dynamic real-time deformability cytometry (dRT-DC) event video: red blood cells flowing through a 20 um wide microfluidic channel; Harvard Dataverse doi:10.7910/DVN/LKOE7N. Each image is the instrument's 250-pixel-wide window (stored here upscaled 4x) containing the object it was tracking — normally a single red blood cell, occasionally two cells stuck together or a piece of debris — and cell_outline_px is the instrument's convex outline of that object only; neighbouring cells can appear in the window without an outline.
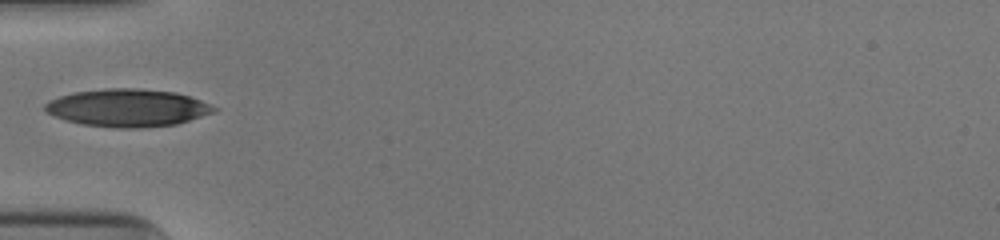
{"species": "human", "species_latin": "Homo sapiens", "temperature_condition": "cold", "stored_images_in_passage": 30, "camera_frame_rate_fps": 3000, "um_per_image_px": 0.085, "donor": {"sex": "male"}, "frame": {"image": 1, "passage_image": 1, "time_ms": 0.0, "image_size_px": [1000, 240], "cell_outline_px": [[220, 108], [212, 112], [176, 124], [140, 128], [112, 128], [84, 124], [64, 120], [48, 112], [44, 108], [44, 104], [48, 100], [72, 92], [104, 88], [136, 88], [176, 92], [200, 100]], "centroid_in_image_um": [10.81, 9.16], "position_along_channel_um": 74.2, "area_um2": 36.99}}
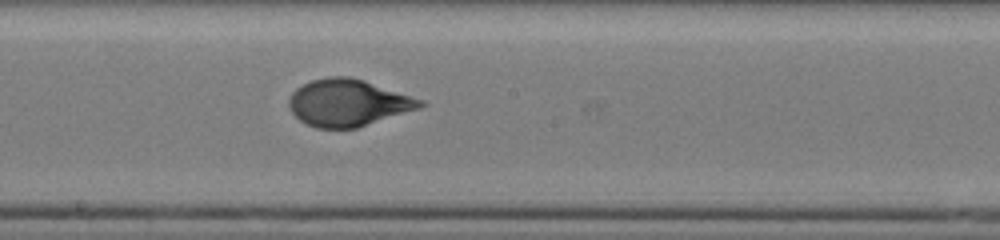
{"frame": {"image": 2, "passage_image": 12, "time_ms": 3.667, "image_size_px": [1000, 240], "cell_outline_px": [[428, 104], [420, 108], [356, 128], [316, 128], [300, 120], [292, 112], [288, 104], [288, 100], [292, 92], [296, 88], [312, 80], [328, 76], [348, 76], [364, 80], [424, 100]], "centroid_in_image_um": [29.59, 8.73], "position_along_channel_um": 218.6, "area_um2": 35.78}}
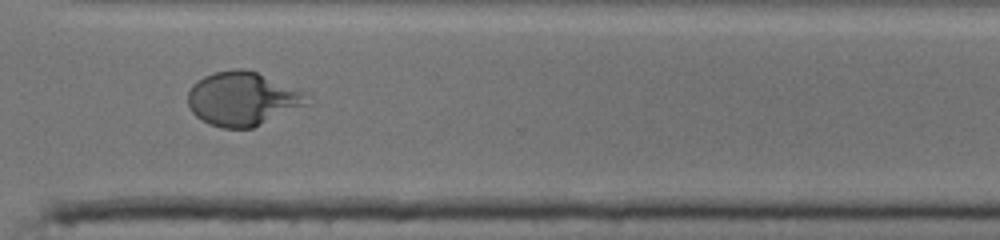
{"frame": {"image": 3, "passage_image": 22, "time_ms": 7.0, "image_size_px": [1000, 240], "cell_outline_px": [[304, 104], [252, 128], [220, 128], [208, 124], [196, 116], [188, 108], [188, 92], [192, 84], [204, 76], [216, 72], [236, 68], [244, 68], [256, 72], [304, 92]], "centroid_in_image_um": [20.49, 8.39], "position_along_channel_um": 350.1, "area_um2": 36.53}}